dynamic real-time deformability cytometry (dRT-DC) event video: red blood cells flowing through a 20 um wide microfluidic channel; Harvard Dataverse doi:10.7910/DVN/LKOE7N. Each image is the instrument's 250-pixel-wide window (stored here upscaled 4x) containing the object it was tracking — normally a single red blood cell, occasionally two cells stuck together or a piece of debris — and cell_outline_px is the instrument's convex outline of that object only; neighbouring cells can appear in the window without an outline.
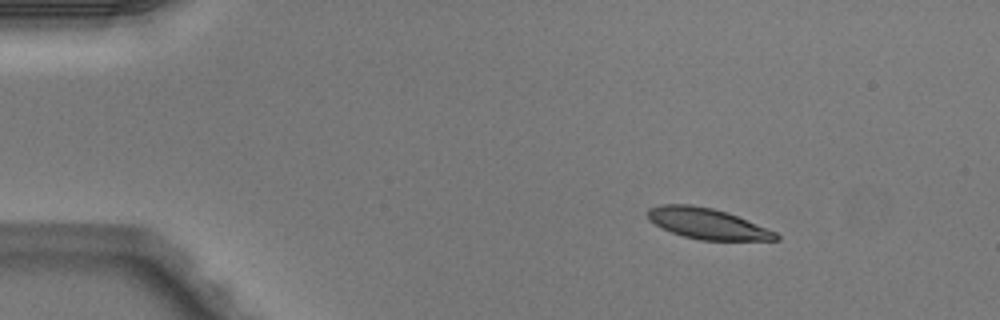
{"species": "Egyptian fruit bat (a non-hibernating species)", "species_latin": "Rousettus aegyptiacus", "temperature_condition": "warm", "stored_images_in_passage": 3, "camera_frame_rate_fps": 3000, "um_per_image_px": 0.085, "animal": {"sex": "male"}, "frame": {"image": 1, "passage_image": 1, "time_ms": 0.0, "image_size_px": [1000, 320], "cell_outline_px": [[780, 240], [700, 240], [684, 236], [672, 232], [648, 220], [648, 208], [660, 204], [692, 204], [712, 208], [736, 216], [776, 232], [780, 236]], "centroid_in_image_um": [60.1, 19.0], "position_along_channel_um": 24.9, "area_um2": 22.66}}